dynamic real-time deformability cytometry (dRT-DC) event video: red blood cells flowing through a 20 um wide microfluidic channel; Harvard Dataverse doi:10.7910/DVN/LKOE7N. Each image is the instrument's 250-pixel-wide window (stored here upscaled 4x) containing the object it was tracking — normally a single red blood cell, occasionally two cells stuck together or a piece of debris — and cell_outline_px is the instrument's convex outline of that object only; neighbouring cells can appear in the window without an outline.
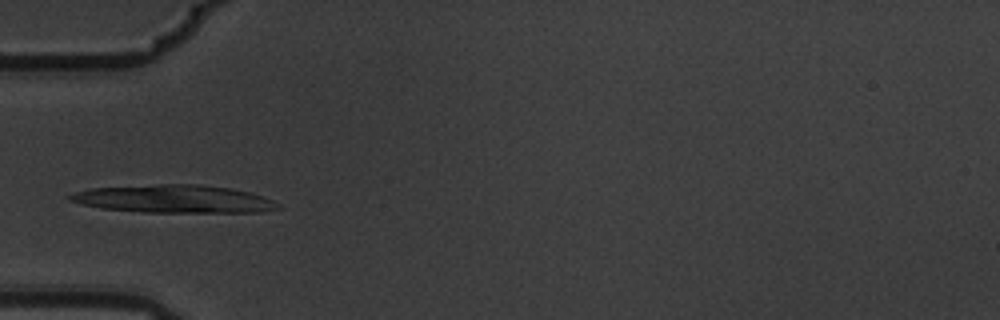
{"species": "common noctule bat (a hibernating species)", "species_latin": "Nyctalus noctula", "temperature_condition": "warm", "stored_images_in_passage": 5, "camera_frame_rate_fps": 3000, "um_per_image_px": 0.085, "animal": {"sex": "male", "body_mass_g": 19.5, "forearm_length_mm": 54.6}, "frame": {"image": 1, "passage_image": 5, "time_ms": 1.333, "image_size_px": [1000, 320], "cell_outline_px": [[284, 208], [260, 212], [144, 212], [100, 208], [68, 200], [68, 196], [72, 192], [92, 188], [156, 184], [200, 184], [232, 188], [264, 196], [280, 204]], "centroid_in_image_um": [14.82, 16.9], "position_along_channel_um": 70.2, "area_um2": 33.99}}